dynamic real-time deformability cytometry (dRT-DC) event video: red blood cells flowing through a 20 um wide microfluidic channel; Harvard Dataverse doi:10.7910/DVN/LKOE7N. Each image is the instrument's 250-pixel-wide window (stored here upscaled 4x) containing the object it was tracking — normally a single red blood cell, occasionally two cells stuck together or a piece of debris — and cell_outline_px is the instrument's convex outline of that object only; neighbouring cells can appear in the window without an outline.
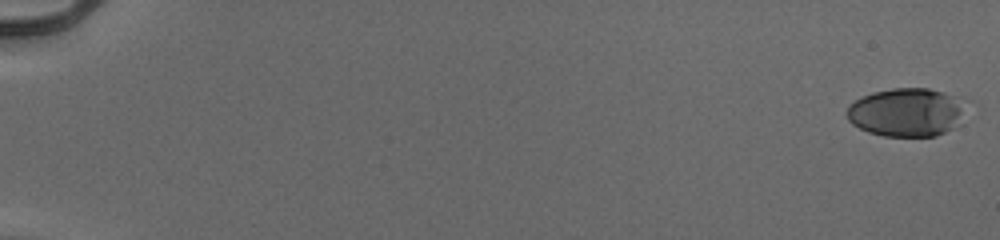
{"species": "human", "species_latin": "Homo sapiens", "temperature_condition": "cold", "stored_images_in_passage": 55, "camera_frame_rate_fps": 3000, "um_per_image_px": 0.085, "donor": {"sex": "male"}, "frame": {"image": 1, "passage_image": 1, "time_ms": 0.0, "image_size_px": [1000, 240], "cell_outline_px": [[964, 104], [960, 124], [936, 136], [884, 136], [868, 132], [852, 124], [848, 120], [848, 104], [860, 96], [872, 92], [892, 88], [928, 88], [944, 92], [960, 100]], "centroid_in_image_um": [77.01, 9.54], "position_along_channel_um": 8.0, "area_um2": 33.58}}
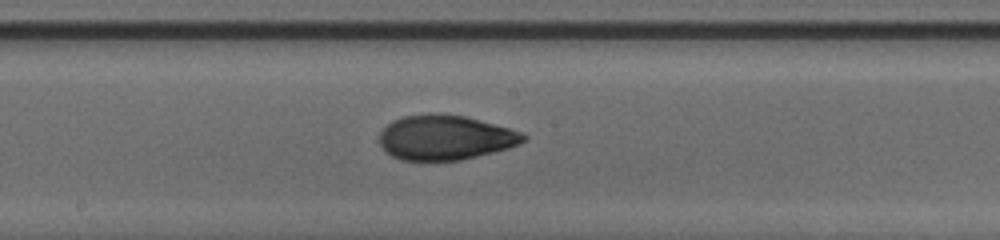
{"frame": {"image": 2, "passage_image": 32, "time_ms": 10.333, "image_size_px": [1000, 240], "cell_outline_px": [[528, 140], [520, 144], [508, 148], [460, 160], [400, 160], [392, 156], [380, 144], [380, 132], [392, 120], [404, 116], [428, 112], [436, 112], [464, 116], [508, 128], [520, 132], [528, 136]], "centroid_in_image_um": [37.84, 11.67], "position_along_channel_um": 210.4, "area_um2": 37.51}}
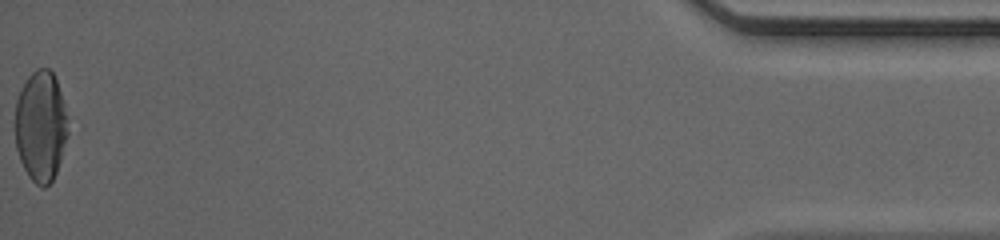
{"frame": {"image": 3, "passage_image": 55, "time_ms": 18.0, "image_size_px": [1000, 240], "cell_outline_px": [[68, 136], [56, 172], [52, 180], [44, 188], [40, 188], [28, 176], [20, 160], [16, 148], [16, 100], [28, 76], [36, 68], [48, 68], [52, 72], [56, 80], [64, 104], [68, 132]], "centroid_in_image_um": [3.46, 10.75], "position_along_channel_um": 431.7, "area_um2": 33.81}, "authors_computed_cell_mechanics": {"area_um2": 35.836, "velocity_mm_per_s": 3.9734, "shape_relaxation_time_tau1_ms": 6.1667, "shape_relaxation_time_tau2_ms": 1.4847, "deformation_change_tau1": 0.2327, "deformation_change_tau2": 0.0657}}